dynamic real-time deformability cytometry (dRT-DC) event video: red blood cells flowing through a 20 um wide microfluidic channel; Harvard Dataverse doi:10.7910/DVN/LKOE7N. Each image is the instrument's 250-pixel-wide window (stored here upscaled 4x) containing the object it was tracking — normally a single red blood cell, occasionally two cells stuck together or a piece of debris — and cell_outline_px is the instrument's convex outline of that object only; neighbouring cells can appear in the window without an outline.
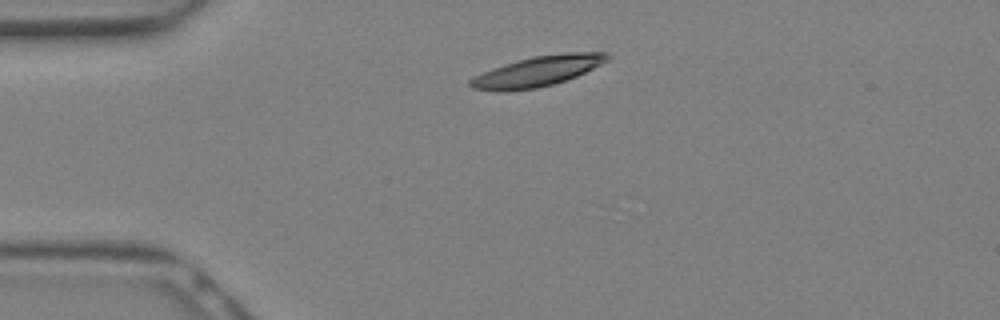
{"species": "Egyptian fruit bat (a non-hibernating species)", "species_latin": "Rousettus aegyptiacus", "temperature_condition": "warm", "stored_images_in_passage": 3, "camera_frame_rate_fps": 3000, "um_per_image_px": 0.085, "animal": {"sex": "female"}, "frame": {"image": 1, "passage_image": 1, "time_ms": 0.0, "image_size_px": [1000, 320], "cell_outline_px": [[612, 56], [608, 60], [576, 76], [552, 84], [536, 88], [508, 92], [496, 92], [472, 88], [468, 84], [468, 80], [492, 68], [504, 64], [532, 56], [572, 52], [608, 52]], "centroid_in_image_um": [45.66, 6.06], "position_along_channel_um": 39.3, "area_um2": 24.1}}